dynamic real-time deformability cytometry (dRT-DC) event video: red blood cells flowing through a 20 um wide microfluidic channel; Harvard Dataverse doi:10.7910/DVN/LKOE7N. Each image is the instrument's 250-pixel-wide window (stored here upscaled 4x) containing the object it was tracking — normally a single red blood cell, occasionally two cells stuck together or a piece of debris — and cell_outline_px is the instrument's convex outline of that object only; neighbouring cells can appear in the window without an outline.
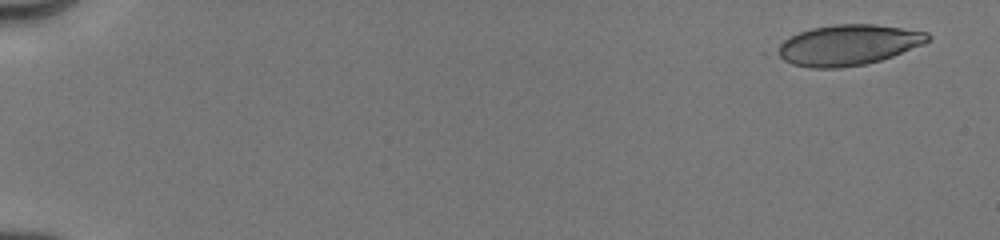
{"species": "human", "species_latin": "Homo sapiens", "temperature_condition": "cold", "stored_images_in_passage": 9, "camera_frame_rate_fps": 3000, "um_per_image_px": 0.085, "donor": {"sex": "male"}, "frame": {"image": 1, "passage_image": 1, "time_ms": 0.0, "image_size_px": [1000, 240], "cell_outline_px": [[932, 36], [924, 44], [892, 56], [880, 60], [864, 64], [840, 68], [812, 68], [792, 64], [776, 56], [772, 52], [784, 40], [800, 32], [812, 28], [836, 24], [876, 24], [928, 32]], "centroid_in_image_um": [72.07, 3.83], "position_along_channel_um": 12.9, "area_um2": 35.6}}
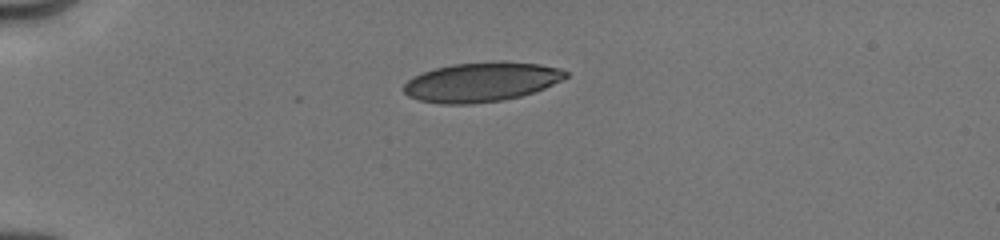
{"frame": {"image": 2, "passage_image": 6, "time_ms": 4.0, "image_size_px": [1000, 240], "cell_outline_px": [[568, 76], [544, 88], [520, 96], [504, 100], [472, 104], [440, 104], [420, 100], [408, 96], [404, 92], [404, 84], [408, 80], [424, 72], [436, 68], [452, 64], [500, 60], [540, 64], [560, 68], [568, 72]], "centroid_in_image_um": [40.93, 6.96], "position_along_channel_um": 44.1, "area_um2": 37.22}}
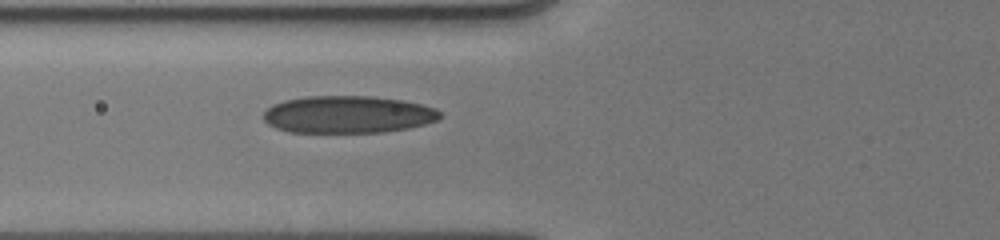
{"frame": {"image": 3, "passage_image": 9, "time_ms": 6.333, "image_size_px": [1000, 240], "cell_outline_px": [[440, 116], [436, 120], [424, 124], [408, 128], [384, 132], [288, 132], [276, 128], [268, 124], [264, 120], [264, 112], [272, 104], [284, 100], [308, 96], [372, 96], [400, 100], [420, 104], [436, 108], [440, 112]], "centroid_in_image_um": [29.54, 9.73], "position_along_channel_um": 96.3, "area_um2": 38.26}}